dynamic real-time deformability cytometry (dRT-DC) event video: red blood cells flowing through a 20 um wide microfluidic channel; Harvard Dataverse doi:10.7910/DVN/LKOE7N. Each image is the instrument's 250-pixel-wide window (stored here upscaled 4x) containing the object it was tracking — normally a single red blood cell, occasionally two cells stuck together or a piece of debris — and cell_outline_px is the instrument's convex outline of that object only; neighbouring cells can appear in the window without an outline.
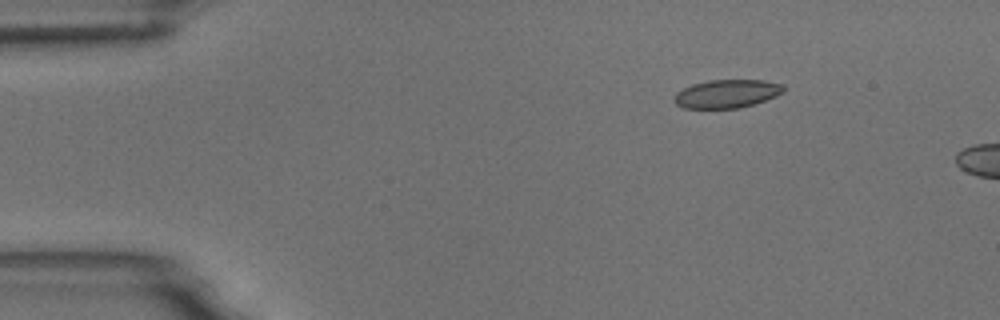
{"species": "common noctule bat (a hibernating species)", "species_latin": "Nyctalus noctula", "temperature_condition": "room temperature", "stored_images_in_passage": 2, "camera_frame_rate_fps": 3000, "um_per_image_px": 0.085, "animal": {"sex": "male", "body_mass_g": 18.8}, "frame": {"image": 1, "passage_image": 1, "time_ms": 0.0, "image_size_px": [1000, 320], "cell_outline_px": [[784, 92], [776, 96], [740, 108], [684, 108], [676, 104], [672, 100], [676, 92], [692, 84], [708, 80], [764, 80], [784, 84]], "centroid_in_image_um": [61.77, 7.96], "position_along_channel_um": 23.2, "area_um2": 18.09}}